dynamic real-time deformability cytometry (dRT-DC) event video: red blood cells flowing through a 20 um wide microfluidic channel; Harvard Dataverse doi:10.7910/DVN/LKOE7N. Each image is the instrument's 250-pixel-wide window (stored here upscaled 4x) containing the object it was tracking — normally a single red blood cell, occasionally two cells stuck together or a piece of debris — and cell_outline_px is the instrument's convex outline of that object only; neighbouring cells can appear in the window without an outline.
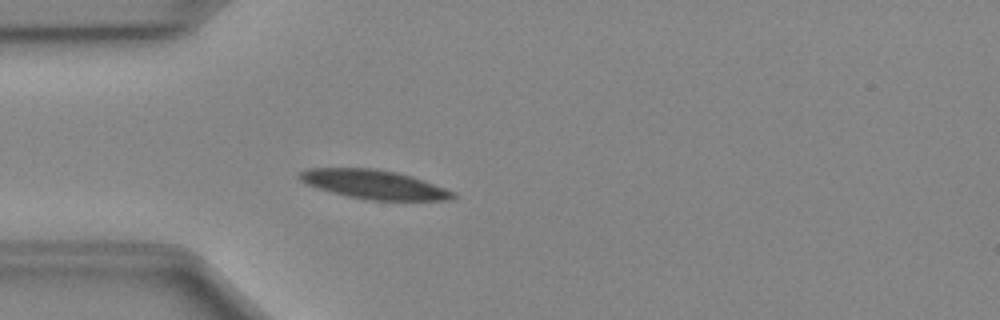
{"species": "Egyptian fruit bat (a non-hibernating species)", "species_latin": "Rousettus aegyptiacus", "temperature_condition": "cold", "stored_images_in_passage": 41, "camera_frame_rate_fps": 3000, "um_per_image_px": 0.085, "animal": {"sex": "female"}, "frame": {"image": 1, "passage_image": 5, "time_ms": 1.333, "image_size_px": [1000, 320], "cell_outline_px": [[456, 196], [452, 200], [368, 200], [348, 196], [332, 192], [308, 184], [300, 180], [296, 176], [300, 172], [308, 168], [372, 168], [396, 172], [412, 176], [456, 192]], "centroid_in_image_um": [31.81, 15.67], "position_along_channel_um": 53.2, "area_um2": 25.78}}
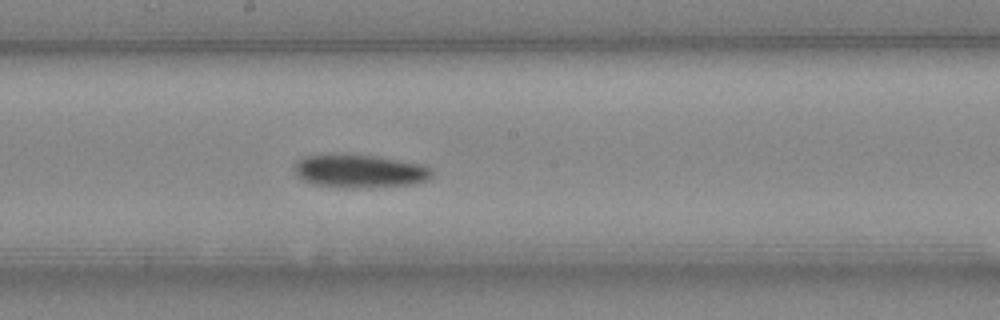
{"frame": {"image": 2, "passage_image": 18, "time_ms": 5.667, "image_size_px": [1000, 320], "cell_outline_px": [[432, 176], [428, 180], [416, 184], [312, 184], [300, 180], [296, 176], [292, 168], [296, 160], [304, 156], [376, 156], [420, 164], [432, 168]], "centroid_in_image_um": [30.55, 14.5], "position_along_channel_um": 217.7, "area_um2": 24.8}}
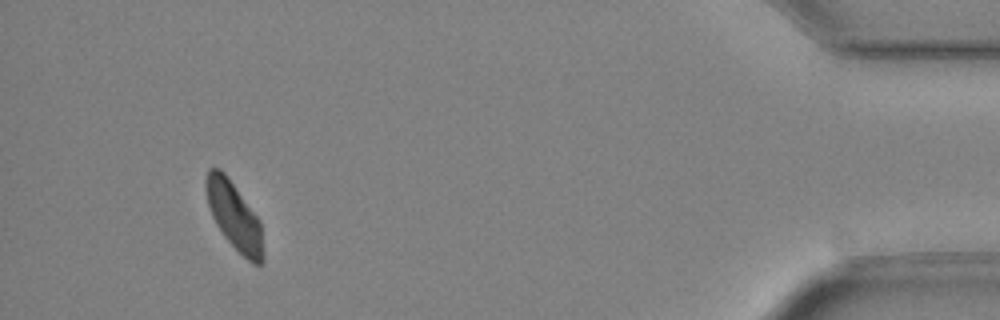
{"frame": {"image": 3, "passage_image": 38, "time_ms": 12.333, "image_size_px": [1000, 320], "cell_outline_px": [[264, 260], [260, 264], [252, 264], [224, 236], [216, 224], [212, 216], [208, 204], [204, 188], [204, 180], [208, 168], [220, 168], [224, 172], [260, 220], [264, 252]], "centroid_in_image_um": [19.89, 18.34], "position_along_channel_um": 415.3, "area_um2": 22.48}, "authors_computed_cell_mechanics": {"area_um2": 25.143, "velocity_mm_per_s": 3.9746, "shape_relaxation_time_tau1_ms": 5.038, "shape_relaxation_time_tau2_ms": null, "deformation_change_tau1": 0.1269, "deformation_change_tau2": null}}